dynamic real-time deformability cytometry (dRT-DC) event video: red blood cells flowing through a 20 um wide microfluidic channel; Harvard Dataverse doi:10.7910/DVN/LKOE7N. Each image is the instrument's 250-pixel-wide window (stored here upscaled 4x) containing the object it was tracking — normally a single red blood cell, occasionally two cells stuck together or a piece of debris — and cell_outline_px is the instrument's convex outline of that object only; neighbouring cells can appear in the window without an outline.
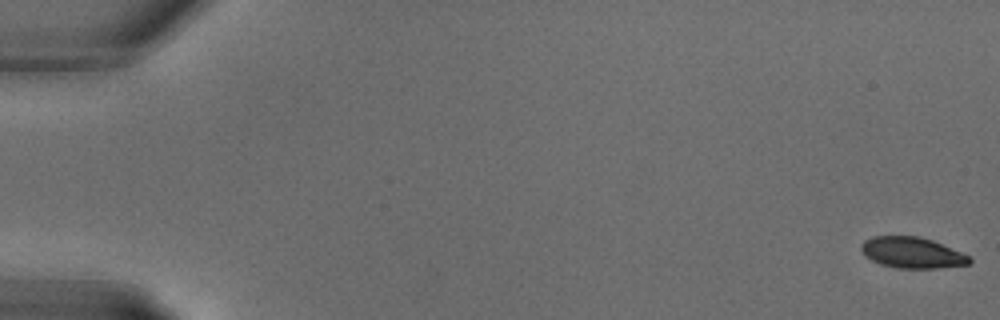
{"species": "common noctule bat (a hibernating species)", "species_latin": "Nyctalus noctula", "temperature_condition": "warm", "stored_images_in_passage": 12, "camera_frame_rate_fps": 3000, "um_per_image_px": 0.085, "animal": {"sex": "male", "body_mass_g": 18.8}, "frame": {"image": 1, "passage_image": 1, "time_ms": 0.0, "image_size_px": [1000, 320], "cell_outline_px": [[972, 260], [968, 264], [936, 268], [896, 268], [880, 264], [864, 256], [860, 248], [860, 244], [864, 240], [872, 236], [920, 236], [932, 240], [960, 252], [968, 256]], "centroid_in_image_um": [77.46, 21.47], "position_along_channel_um": 7.5, "area_um2": 19.48}}
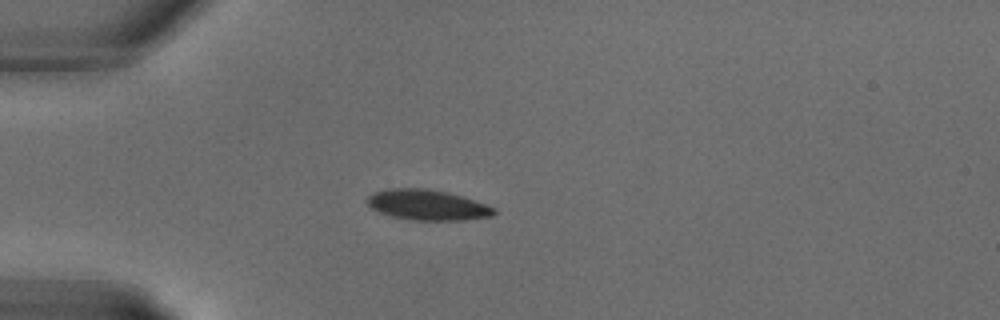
{"frame": {"image": 2, "passage_image": 9, "time_ms": 2.667, "image_size_px": [1000, 320], "cell_outline_px": [[496, 212], [492, 216], [464, 220], [412, 220], [392, 216], [380, 212], [372, 208], [364, 200], [372, 192], [388, 188], [428, 188], [448, 192], [464, 196], [488, 204], [496, 208]], "centroid_in_image_um": [36.34, 17.4], "position_along_channel_um": 48.7, "area_um2": 22.83}}
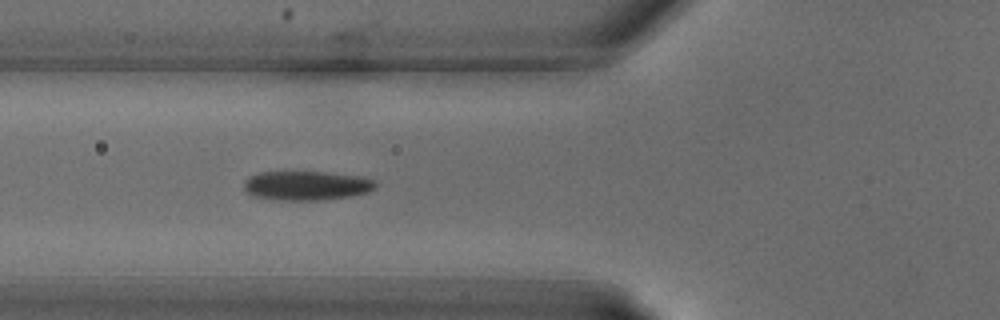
{"frame": {"image": 3, "passage_image": 12, "time_ms": 3.667, "image_size_px": [1000, 320], "cell_outline_px": [[376, 188], [368, 192], [348, 196], [324, 200], [272, 200], [252, 196], [244, 188], [244, 180], [248, 176], [260, 172], [324, 172], [360, 176], [376, 180]], "centroid_in_image_um": [26.03, 15.78], "position_along_channel_um": 99.8, "area_um2": 22.6}}